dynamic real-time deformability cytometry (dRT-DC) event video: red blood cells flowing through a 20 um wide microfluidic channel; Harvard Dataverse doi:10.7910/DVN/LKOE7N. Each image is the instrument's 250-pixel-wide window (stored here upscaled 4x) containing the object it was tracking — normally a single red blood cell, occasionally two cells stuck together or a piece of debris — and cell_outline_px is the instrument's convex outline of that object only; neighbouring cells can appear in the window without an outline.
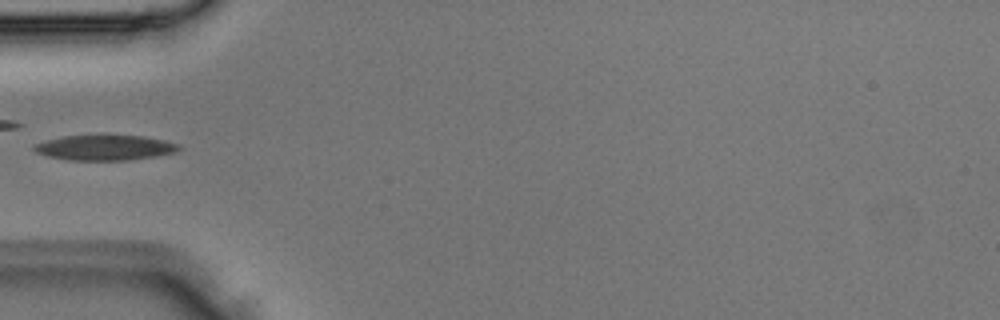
{"species": "Egyptian fruit bat (a non-hibernating species)", "species_latin": "Rousettus aegyptiacus", "temperature_condition": "room temperature", "stored_images_in_passage": 4, "camera_frame_rate_fps": 3000, "um_per_image_px": 0.085, "animal": {"sex": "male"}, "frame": {"image": 1, "passage_image": 4, "time_ms": 1.0, "image_size_px": [1000, 320], "cell_outline_px": [[184, 148], [176, 152], [156, 156], [128, 160], [68, 160], [48, 156], [36, 152], [32, 148], [32, 144], [64, 136], [100, 132], [104, 132], [144, 136], [164, 140], [180, 144]], "centroid_in_image_um": [8.94, 12.5], "position_along_channel_um": 76.1, "area_um2": 22.43}}